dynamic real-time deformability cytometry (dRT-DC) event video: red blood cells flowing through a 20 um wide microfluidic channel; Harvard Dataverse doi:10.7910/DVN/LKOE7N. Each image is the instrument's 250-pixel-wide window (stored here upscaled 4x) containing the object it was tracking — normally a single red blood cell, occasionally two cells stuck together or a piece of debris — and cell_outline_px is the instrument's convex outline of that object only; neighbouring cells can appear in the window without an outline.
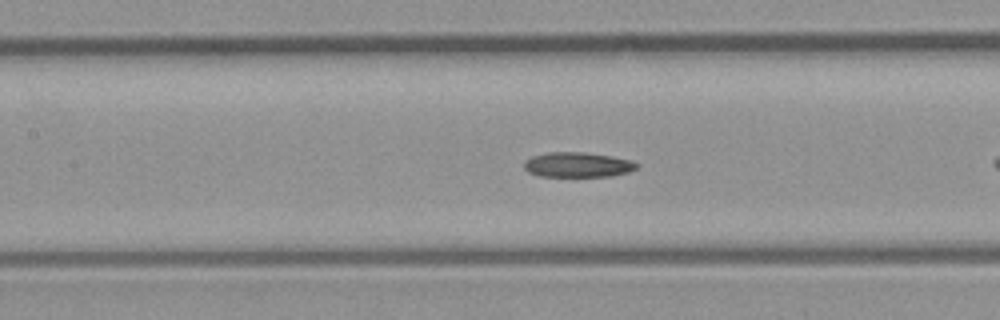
{"species": "common noctule bat (a hibernating species)", "species_latin": "Nyctalus noctula", "temperature_condition": "room temperature", "stored_images_in_passage": 10, "camera_frame_rate_fps": 3000, "um_per_image_px": 0.085, "animal": {"sex": "male", "body_mass_g": 23.1, "forearm_length_mm": 52.7}, "frame": {"image": 1, "passage_image": 9, "time_ms": 2.667, "image_size_px": [1000, 320], "cell_outline_px": [[640, 164], [636, 168], [628, 172], [612, 176], [540, 176], [528, 172], [524, 168], [524, 160], [532, 156], [548, 152], [584, 152], [612, 156], [632, 160]], "centroid_in_image_um": [49.1, 13.99], "position_along_channel_um": 158.3, "area_um2": 16.47}}